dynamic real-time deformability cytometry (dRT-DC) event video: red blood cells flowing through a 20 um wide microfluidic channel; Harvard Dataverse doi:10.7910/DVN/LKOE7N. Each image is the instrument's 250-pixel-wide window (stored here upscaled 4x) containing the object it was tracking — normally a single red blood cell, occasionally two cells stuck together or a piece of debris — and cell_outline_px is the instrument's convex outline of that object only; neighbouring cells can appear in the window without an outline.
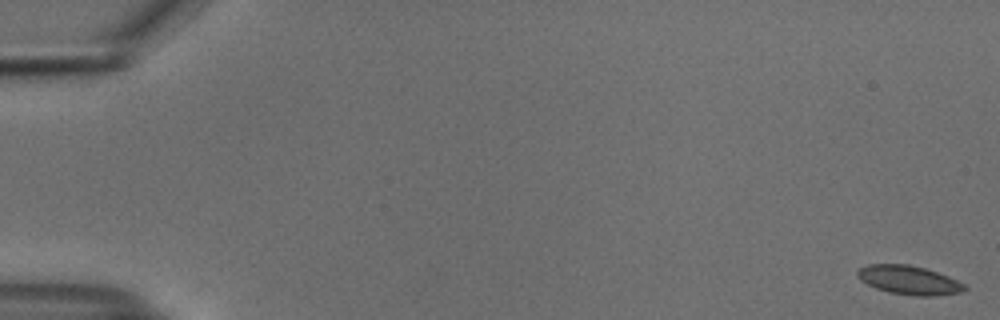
{"species": "common noctule bat (a hibernating species)", "species_latin": "Nyctalus noctula", "temperature_condition": "cold", "stored_images_in_passage": 55, "camera_frame_rate_fps": 3000, "um_per_image_px": 0.085, "animal": {"sex": "male", "body_mass_g": 18.8}, "frame": {"image": 1, "passage_image": 1, "time_ms": 0.0, "image_size_px": [1000, 320], "cell_outline_px": [[968, 288], [960, 292], [932, 296], [916, 296], [888, 292], [876, 288], [860, 280], [856, 276], [856, 272], [860, 268], [868, 264], [908, 264], [924, 268], [948, 276], [964, 284]], "centroid_in_image_um": [77.23, 23.8], "position_along_channel_um": 7.8, "area_um2": 17.92}}
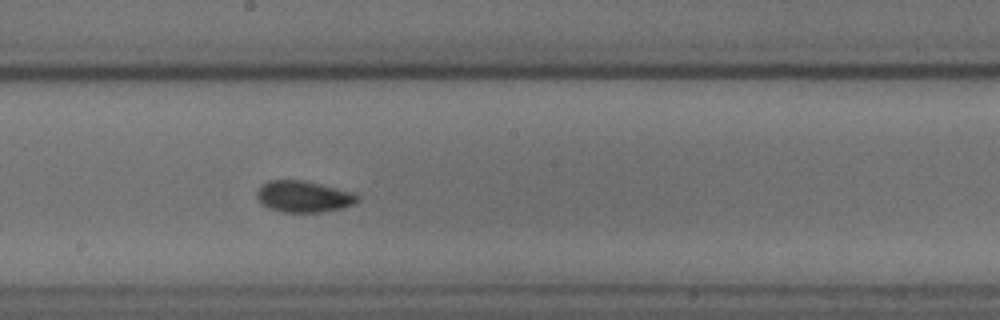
{"frame": {"image": 2, "passage_image": 31, "time_ms": 10.0, "image_size_px": [1000, 320], "cell_outline_px": [[360, 200], [356, 204], [344, 208], [324, 212], [284, 212], [268, 208], [260, 204], [256, 196], [256, 192], [260, 184], [268, 180], [304, 180], [356, 192], [360, 196]], "centroid_in_image_um": [25.84, 16.7], "position_along_channel_um": 222.4, "area_um2": 19.02}}
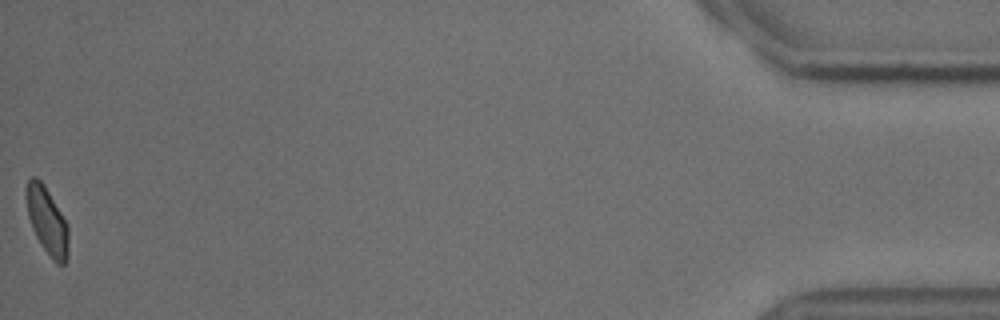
{"frame": {"image": 3, "passage_image": 55, "time_ms": 18.0, "image_size_px": [1000, 320], "cell_outline_px": [[68, 256], [64, 264], [56, 264], [52, 260], [36, 236], [32, 228], [28, 216], [28, 180], [32, 176], [36, 176], [44, 184], [68, 224]], "centroid_in_image_um": [4.05, 18.81], "position_along_channel_um": 431.2, "area_um2": 16.13}, "authors_computed_cell_mechanics": {"area_um2": 17.629, "velocity_mm_per_s": 3.7389, "shape_relaxation_time_tau1_ms": 3.9193, "shape_relaxation_time_tau2_ms": null, "deformation_change_tau1": 0.0608, "deformation_change_tau2": null}}